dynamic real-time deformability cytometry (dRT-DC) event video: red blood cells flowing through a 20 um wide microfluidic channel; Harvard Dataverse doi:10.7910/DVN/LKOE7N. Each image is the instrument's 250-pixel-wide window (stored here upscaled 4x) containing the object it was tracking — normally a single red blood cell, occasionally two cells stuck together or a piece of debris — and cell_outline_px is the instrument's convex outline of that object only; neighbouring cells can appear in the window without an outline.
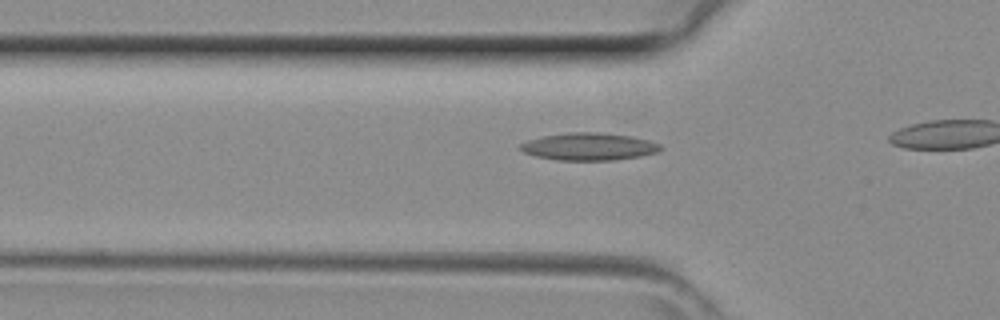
{"species": "common noctule bat (a hibernating species)", "species_latin": "Nyctalus noctula", "temperature_condition": "room temperature", "stored_images_in_passage": 10, "camera_frame_rate_fps": 3000, "um_per_image_px": 0.085, "animal": {"sex": "female", "body_mass_g": 29.2, "forearm_length_mm": 56.3}, "frame": {"image": 1, "passage_image": 6, "time_ms": 1.667, "image_size_px": [1000, 320], "cell_outline_px": [[664, 148], [656, 152], [640, 156], [612, 160], [556, 160], [536, 156], [524, 152], [520, 148], [520, 144], [528, 140], [544, 136], [568, 132], [600, 132], [632, 136], [648, 140], [660, 144]], "centroid_in_image_um": [50.07, 12.45], "position_along_channel_um": 75.7, "area_um2": 22.31}}
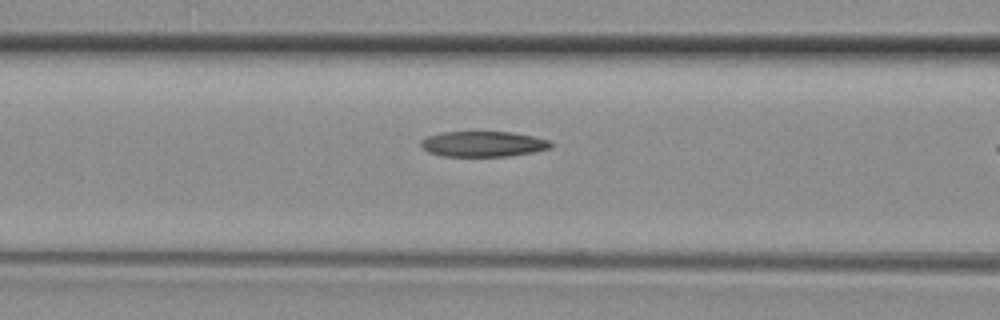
{"frame": {"image": 2, "passage_image": 9, "time_ms": 2.667, "image_size_px": [1000, 320], "cell_outline_px": [[552, 148], [532, 152], [508, 156], [444, 156], [428, 152], [420, 144], [420, 140], [428, 136], [440, 132], [512, 132], [532, 136], [548, 140], [552, 144]], "centroid_in_image_um": [41.05, 12.23], "position_along_channel_um": 125.5, "area_um2": 19.19}}